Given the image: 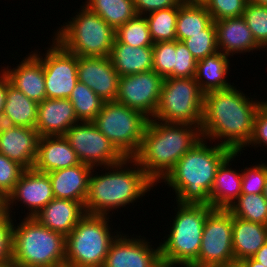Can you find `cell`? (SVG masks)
I'll list each match as a JSON object with an SVG mask.
<instances>
[{"label":"cell","instance_id":"6da1fadb","mask_svg":"<svg viewBox=\"0 0 267 267\" xmlns=\"http://www.w3.org/2000/svg\"><path fill=\"white\" fill-rule=\"evenodd\" d=\"M251 99L234 86L205 93L200 127L202 138L213 141L223 138L221 146L241 154L242 148L250 142L255 115L263 103Z\"/></svg>","mask_w":267,"mask_h":267},{"label":"cell","instance_id":"cb8c5ba5","mask_svg":"<svg viewBox=\"0 0 267 267\" xmlns=\"http://www.w3.org/2000/svg\"><path fill=\"white\" fill-rule=\"evenodd\" d=\"M76 152L64 135L41 136L33 168L48 173L80 164Z\"/></svg>","mask_w":267,"mask_h":267},{"label":"cell","instance_id":"603a6c76","mask_svg":"<svg viewBox=\"0 0 267 267\" xmlns=\"http://www.w3.org/2000/svg\"><path fill=\"white\" fill-rule=\"evenodd\" d=\"M214 23L217 46L221 53L230 57L235 53H246L258 48L260 50L243 17L226 18Z\"/></svg>","mask_w":267,"mask_h":267},{"label":"cell","instance_id":"30bf717a","mask_svg":"<svg viewBox=\"0 0 267 267\" xmlns=\"http://www.w3.org/2000/svg\"><path fill=\"white\" fill-rule=\"evenodd\" d=\"M204 93L195 77L164 78L157 110L152 119L169 123L202 125Z\"/></svg>","mask_w":267,"mask_h":267},{"label":"cell","instance_id":"ac0fdd59","mask_svg":"<svg viewBox=\"0 0 267 267\" xmlns=\"http://www.w3.org/2000/svg\"><path fill=\"white\" fill-rule=\"evenodd\" d=\"M40 134L35 128L0 124V153L22 165L34 166L38 153Z\"/></svg>","mask_w":267,"mask_h":267},{"label":"cell","instance_id":"1f68e13d","mask_svg":"<svg viewBox=\"0 0 267 267\" xmlns=\"http://www.w3.org/2000/svg\"><path fill=\"white\" fill-rule=\"evenodd\" d=\"M68 99L81 122H93L105 103L92 89L79 81Z\"/></svg>","mask_w":267,"mask_h":267},{"label":"cell","instance_id":"7bdbcfd3","mask_svg":"<svg viewBox=\"0 0 267 267\" xmlns=\"http://www.w3.org/2000/svg\"><path fill=\"white\" fill-rule=\"evenodd\" d=\"M12 214L6 212L0 216V267L12 264L11 244H12V226L14 223L10 218Z\"/></svg>","mask_w":267,"mask_h":267},{"label":"cell","instance_id":"9c48e42d","mask_svg":"<svg viewBox=\"0 0 267 267\" xmlns=\"http://www.w3.org/2000/svg\"><path fill=\"white\" fill-rule=\"evenodd\" d=\"M149 118L117 101L105 102L93 123L125 157L139 151Z\"/></svg>","mask_w":267,"mask_h":267},{"label":"cell","instance_id":"4fadbf2b","mask_svg":"<svg viewBox=\"0 0 267 267\" xmlns=\"http://www.w3.org/2000/svg\"><path fill=\"white\" fill-rule=\"evenodd\" d=\"M45 57L34 53L43 64L46 99H68L78 82V56L67 51L58 41L52 40Z\"/></svg>","mask_w":267,"mask_h":267},{"label":"cell","instance_id":"f35d334b","mask_svg":"<svg viewBox=\"0 0 267 267\" xmlns=\"http://www.w3.org/2000/svg\"><path fill=\"white\" fill-rule=\"evenodd\" d=\"M248 0H206L203 4L212 20L242 17Z\"/></svg>","mask_w":267,"mask_h":267},{"label":"cell","instance_id":"4dcf8cb0","mask_svg":"<svg viewBox=\"0 0 267 267\" xmlns=\"http://www.w3.org/2000/svg\"><path fill=\"white\" fill-rule=\"evenodd\" d=\"M83 5L98 14L114 30L137 15L133 0H87Z\"/></svg>","mask_w":267,"mask_h":267},{"label":"cell","instance_id":"7c38bea8","mask_svg":"<svg viewBox=\"0 0 267 267\" xmlns=\"http://www.w3.org/2000/svg\"><path fill=\"white\" fill-rule=\"evenodd\" d=\"M64 137L76 152L79 161L92 168L104 165L106 169L125 159L93 122H79L72 125Z\"/></svg>","mask_w":267,"mask_h":267},{"label":"cell","instance_id":"f907efd6","mask_svg":"<svg viewBox=\"0 0 267 267\" xmlns=\"http://www.w3.org/2000/svg\"><path fill=\"white\" fill-rule=\"evenodd\" d=\"M206 0H180L182 4H203Z\"/></svg>","mask_w":267,"mask_h":267},{"label":"cell","instance_id":"7dc6e473","mask_svg":"<svg viewBox=\"0 0 267 267\" xmlns=\"http://www.w3.org/2000/svg\"><path fill=\"white\" fill-rule=\"evenodd\" d=\"M252 258L267 267V241Z\"/></svg>","mask_w":267,"mask_h":267},{"label":"cell","instance_id":"277c9868","mask_svg":"<svg viewBox=\"0 0 267 267\" xmlns=\"http://www.w3.org/2000/svg\"><path fill=\"white\" fill-rule=\"evenodd\" d=\"M130 163L135 167L129 169L127 165ZM110 168L108 173L101 176H93V173L90 175L84 204L86 214L108 215L112 209L133 204L156 184L134 158H125L107 169Z\"/></svg>","mask_w":267,"mask_h":267},{"label":"cell","instance_id":"c3c4849f","mask_svg":"<svg viewBox=\"0 0 267 267\" xmlns=\"http://www.w3.org/2000/svg\"><path fill=\"white\" fill-rule=\"evenodd\" d=\"M241 267H265L263 264L254 260L252 257L246 258L238 263Z\"/></svg>","mask_w":267,"mask_h":267},{"label":"cell","instance_id":"d4e9b609","mask_svg":"<svg viewBox=\"0 0 267 267\" xmlns=\"http://www.w3.org/2000/svg\"><path fill=\"white\" fill-rule=\"evenodd\" d=\"M239 152H232L219 166L210 191V207L213 209H229L241 194L242 173L228 168L230 161Z\"/></svg>","mask_w":267,"mask_h":267},{"label":"cell","instance_id":"484cf974","mask_svg":"<svg viewBox=\"0 0 267 267\" xmlns=\"http://www.w3.org/2000/svg\"><path fill=\"white\" fill-rule=\"evenodd\" d=\"M267 241V225L233 216L232 247L235 264L254 256Z\"/></svg>","mask_w":267,"mask_h":267},{"label":"cell","instance_id":"74e56055","mask_svg":"<svg viewBox=\"0 0 267 267\" xmlns=\"http://www.w3.org/2000/svg\"><path fill=\"white\" fill-rule=\"evenodd\" d=\"M153 70L163 78H174V53H176V40L160 41L152 46Z\"/></svg>","mask_w":267,"mask_h":267},{"label":"cell","instance_id":"8fae6325","mask_svg":"<svg viewBox=\"0 0 267 267\" xmlns=\"http://www.w3.org/2000/svg\"><path fill=\"white\" fill-rule=\"evenodd\" d=\"M233 215L228 209H213L204 222L198 267L235 265L232 247Z\"/></svg>","mask_w":267,"mask_h":267},{"label":"cell","instance_id":"ffe728a7","mask_svg":"<svg viewBox=\"0 0 267 267\" xmlns=\"http://www.w3.org/2000/svg\"><path fill=\"white\" fill-rule=\"evenodd\" d=\"M13 69H2L10 84L23 92L29 99L42 102L46 99V85L42 61L29 54Z\"/></svg>","mask_w":267,"mask_h":267},{"label":"cell","instance_id":"f6af8a7d","mask_svg":"<svg viewBox=\"0 0 267 267\" xmlns=\"http://www.w3.org/2000/svg\"><path fill=\"white\" fill-rule=\"evenodd\" d=\"M137 15H147V13L179 6L180 0H133ZM148 11V12H147Z\"/></svg>","mask_w":267,"mask_h":267},{"label":"cell","instance_id":"ba28073f","mask_svg":"<svg viewBox=\"0 0 267 267\" xmlns=\"http://www.w3.org/2000/svg\"><path fill=\"white\" fill-rule=\"evenodd\" d=\"M64 25L54 38L78 57H108L115 40V30L86 5Z\"/></svg>","mask_w":267,"mask_h":267},{"label":"cell","instance_id":"d6986e66","mask_svg":"<svg viewBox=\"0 0 267 267\" xmlns=\"http://www.w3.org/2000/svg\"><path fill=\"white\" fill-rule=\"evenodd\" d=\"M79 123L69 99H45L38 103L35 129L40 136H59Z\"/></svg>","mask_w":267,"mask_h":267},{"label":"cell","instance_id":"e575fe53","mask_svg":"<svg viewBox=\"0 0 267 267\" xmlns=\"http://www.w3.org/2000/svg\"><path fill=\"white\" fill-rule=\"evenodd\" d=\"M115 39L133 47L153 46L145 15H136L115 30Z\"/></svg>","mask_w":267,"mask_h":267},{"label":"cell","instance_id":"8d00e7d4","mask_svg":"<svg viewBox=\"0 0 267 267\" xmlns=\"http://www.w3.org/2000/svg\"><path fill=\"white\" fill-rule=\"evenodd\" d=\"M242 17L260 49L267 48V7L247 2Z\"/></svg>","mask_w":267,"mask_h":267},{"label":"cell","instance_id":"4316f807","mask_svg":"<svg viewBox=\"0 0 267 267\" xmlns=\"http://www.w3.org/2000/svg\"><path fill=\"white\" fill-rule=\"evenodd\" d=\"M109 57L120 77L153 70L152 46L133 47L115 39Z\"/></svg>","mask_w":267,"mask_h":267},{"label":"cell","instance_id":"ee69618b","mask_svg":"<svg viewBox=\"0 0 267 267\" xmlns=\"http://www.w3.org/2000/svg\"><path fill=\"white\" fill-rule=\"evenodd\" d=\"M257 144L258 146L262 144L267 146V104L265 102L262 103L255 115L253 134L248 146H257Z\"/></svg>","mask_w":267,"mask_h":267},{"label":"cell","instance_id":"f546056e","mask_svg":"<svg viewBox=\"0 0 267 267\" xmlns=\"http://www.w3.org/2000/svg\"><path fill=\"white\" fill-rule=\"evenodd\" d=\"M213 22L204 4H180L176 21V40L184 41L191 35L202 33Z\"/></svg>","mask_w":267,"mask_h":267},{"label":"cell","instance_id":"d6a6232c","mask_svg":"<svg viewBox=\"0 0 267 267\" xmlns=\"http://www.w3.org/2000/svg\"><path fill=\"white\" fill-rule=\"evenodd\" d=\"M145 16L154 43L176 40L178 6L156 10Z\"/></svg>","mask_w":267,"mask_h":267},{"label":"cell","instance_id":"44dd1931","mask_svg":"<svg viewBox=\"0 0 267 267\" xmlns=\"http://www.w3.org/2000/svg\"><path fill=\"white\" fill-rule=\"evenodd\" d=\"M89 165L80 163L76 166L48 172L53 194L56 199H70L85 204L89 179L93 171Z\"/></svg>","mask_w":267,"mask_h":267},{"label":"cell","instance_id":"f1b7e54d","mask_svg":"<svg viewBox=\"0 0 267 267\" xmlns=\"http://www.w3.org/2000/svg\"><path fill=\"white\" fill-rule=\"evenodd\" d=\"M229 63L228 55L220 51L197 61L195 80L204 94L233 86L225 79Z\"/></svg>","mask_w":267,"mask_h":267},{"label":"cell","instance_id":"3957f363","mask_svg":"<svg viewBox=\"0 0 267 267\" xmlns=\"http://www.w3.org/2000/svg\"><path fill=\"white\" fill-rule=\"evenodd\" d=\"M203 138L176 163L163 181L175 190L179 204L210 206V191L220 164L233 152L227 147L208 146Z\"/></svg>","mask_w":267,"mask_h":267},{"label":"cell","instance_id":"2e32d148","mask_svg":"<svg viewBox=\"0 0 267 267\" xmlns=\"http://www.w3.org/2000/svg\"><path fill=\"white\" fill-rule=\"evenodd\" d=\"M54 198L48 174L34 168L26 169L6 197V212L10 213L13 203L16 204L15 201L18 200L30 211L27 217H34Z\"/></svg>","mask_w":267,"mask_h":267},{"label":"cell","instance_id":"8992f818","mask_svg":"<svg viewBox=\"0 0 267 267\" xmlns=\"http://www.w3.org/2000/svg\"><path fill=\"white\" fill-rule=\"evenodd\" d=\"M171 232L160 245L163 267H198L204 222L213 210L208 205L179 204Z\"/></svg>","mask_w":267,"mask_h":267},{"label":"cell","instance_id":"816d5d0a","mask_svg":"<svg viewBox=\"0 0 267 267\" xmlns=\"http://www.w3.org/2000/svg\"><path fill=\"white\" fill-rule=\"evenodd\" d=\"M248 2L267 7V0H248Z\"/></svg>","mask_w":267,"mask_h":267},{"label":"cell","instance_id":"d590c367","mask_svg":"<svg viewBox=\"0 0 267 267\" xmlns=\"http://www.w3.org/2000/svg\"><path fill=\"white\" fill-rule=\"evenodd\" d=\"M196 61L218 52L214 21L202 33H196L182 41Z\"/></svg>","mask_w":267,"mask_h":267},{"label":"cell","instance_id":"11a10c76","mask_svg":"<svg viewBox=\"0 0 267 267\" xmlns=\"http://www.w3.org/2000/svg\"><path fill=\"white\" fill-rule=\"evenodd\" d=\"M3 267H15L13 264L7 265V266H3Z\"/></svg>","mask_w":267,"mask_h":267},{"label":"cell","instance_id":"db71d44e","mask_svg":"<svg viewBox=\"0 0 267 267\" xmlns=\"http://www.w3.org/2000/svg\"><path fill=\"white\" fill-rule=\"evenodd\" d=\"M228 267H241L239 264H235L233 266H228Z\"/></svg>","mask_w":267,"mask_h":267},{"label":"cell","instance_id":"e0dca14e","mask_svg":"<svg viewBox=\"0 0 267 267\" xmlns=\"http://www.w3.org/2000/svg\"><path fill=\"white\" fill-rule=\"evenodd\" d=\"M78 81L92 89L104 102L115 101L119 74L110 57H78Z\"/></svg>","mask_w":267,"mask_h":267},{"label":"cell","instance_id":"ab89813d","mask_svg":"<svg viewBox=\"0 0 267 267\" xmlns=\"http://www.w3.org/2000/svg\"><path fill=\"white\" fill-rule=\"evenodd\" d=\"M26 169L0 153V193L6 198Z\"/></svg>","mask_w":267,"mask_h":267},{"label":"cell","instance_id":"5bb4252c","mask_svg":"<svg viewBox=\"0 0 267 267\" xmlns=\"http://www.w3.org/2000/svg\"><path fill=\"white\" fill-rule=\"evenodd\" d=\"M163 81L164 78L154 70L121 76L115 101L152 119L159 104Z\"/></svg>","mask_w":267,"mask_h":267},{"label":"cell","instance_id":"7a4b0ae2","mask_svg":"<svg viewBox=\"0 0 267 267\" xmlns=\"http://www.w3.org/2000/svg\"><path fill=\"white\" fill-rule=\"evenodd\" d=\"M201 139L196 125L149 119L140 149L133 158L154 182L160 183Z\"/></svg>","mask_w":267,"mask_h":267},{"label":"cell","instance_id":"52a82bcc","mask_svg":"<svg viewBox=\"0 0 267 267\" xmlns=\"http://www.w3.org/2000/svg\"><path fill=\"white\" fill-rule=\"evenodd\" d=\"M107 215L86 214L66 236L65 267H103L108 249L119 235H111Z\"/></svg>","mask_w":267,"mask_h":267},{"label":"cell","instance_id":"7402d4cb","mask_svg":"<svg viewBox=\"0 0 267 267\" xmlns=\"http://www.w3.org/2000/svg\"><path fill=\"white\" fill-rule=\"evenodd\" d=\"M85 215L82 202L54 198L34 218L44 227L66 237Z\"/></svg>","mask_w":267,"mask_h":267},{"label":"cell","instance_id":"bcb514c9","mask_svg":"<svg viewBox=\"0 0 267 267\" xmlns=\"http://www.w3.org/2000/svg\"><path fill=\"white\" fill-rule=\"evenodd\" d=\"M1 72L2 73H0V75H2L0 76V118L4 110L7 87L10 84L8 77L3 73L2 70Z\"/></svg>","mask_w":267,"mask_h":267},{"label":"cell","instance_id":"f5cc1de1","mask_svg":"<svg viewBox=\"0 0 267 267\" xmlns=\"http://www.w3.org/2000/svg\"><path fill=\"white\" fill-rule=\"evenodd\" d=\"M263 196L265 197L266 202H267V178H266V181H265V184H264Z\"/></svg>","mask_w":267,"mask_h":267},{"label":"cell","instance_id":"681fc988","mask_svg":"<svg viewBox=\"0 0 267 267\" xmlns=\"http://www.w3.org/2000/svg\"><path fill=\"white\" fill-rule=\"evenodd\" d=\"M6 213V198L0 193V216Z\"/></svg>","mask_w":267,"mask_h":267},{"label":"cell","instance_id":"5b68a950","mask_svg":"<svg viewBox=\"0 0 267 267\" xmlns=\"http://www.w3.org/2000/svg\"><path fill=\"white\" fill-rule=\"evenodd\" d=\"M12 226L11 261L15 267H65L66 237L34 217Z\"/></svg>","mask_w":267,"mask_h":267},{"label":"cell","instance_id":"b9f144b4","mask_svg":"<svg viewBox=\"0 0 267 267\" xmlns=\"http://www.w3.org/2000/svg\"><path fill=\"white\" fill-rule=\"evenodd\" d=\"M197 61L181 41L176 40L174 53V78H192L196 74Z\"/></svg>","mask_w":267,"mask_h":267},{"label":"cell","instance_id":"83f0119b","mask_svg":"<svg viewBox=\"0 0 267 267\" xmlns=\"http://www.w3.org/2000/svg\"><path fill=\"white\" fill-rule=\"evenodd\" d=\"M37 114L38 103L9 84L0 122L10 126L35 128Z\"/></svg>","mask_w":267,"mask_h":267},{"label":"cell","instance_id":"9a60e30c","mask_svg":"<svg viewBox=\"0 0 267 267\" xmlns=\"http://www.w3.org/2000/svg\"><path fill=\"white\" fill-rule=\"evenodd\" d=\"M150 242L142 238H127L118 235L112 242L103 267H163L160 246L152 248Z\"/></svg>","mask_w":267,"mask_h":267},{"label":"cell","instance_id":"60d3db41","mask_svg":"<svg viewBox=\"0 0 267 267\" xmlns=\"http://www.w3.org/2000/svg\"><path fill=\"white\" fill-rule=\"evenodd\" d=\"M242 171L241 194H263L264 184L267 178V164H259L245 167Z\"/></svg>","mask_w":267,"mask_h":267},{"label":"cell","instance_id":"836d02e7","mask_svg":"<svg viewBox=\"0 0 267 267\" xmlns=\"http://www.w3.org/2000/svg\"><path fill=\"white\" fill-rule=\"evenodd\" d=\"M228 210L242 220L267 225V202L263 194H240Z\"/></svg>","mask_w":267,"mask_h":267}]
</instances>
